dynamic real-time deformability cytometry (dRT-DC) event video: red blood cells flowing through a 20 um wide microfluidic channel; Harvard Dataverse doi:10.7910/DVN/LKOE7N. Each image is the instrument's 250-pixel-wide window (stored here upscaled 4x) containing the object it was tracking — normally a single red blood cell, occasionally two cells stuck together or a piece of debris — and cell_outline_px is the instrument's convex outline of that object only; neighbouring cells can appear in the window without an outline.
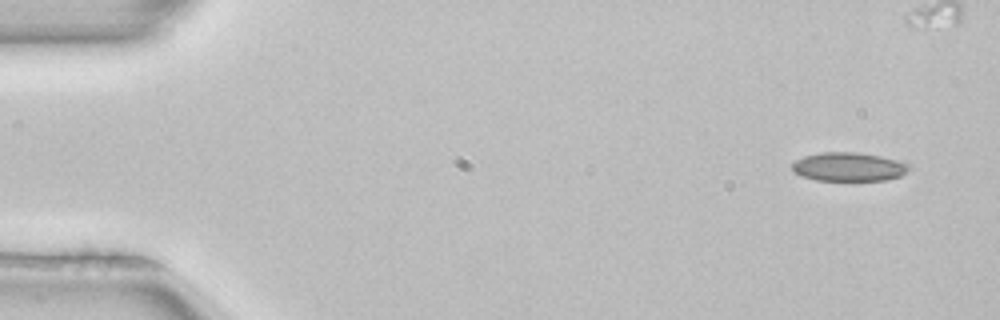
{"species": "common noctule bat (a hibernating species)", "species_latin": "Nyctalus noctula", "temperature_condition": "room temperature", "stored_images_in_passage": 4, "camera_frame_rate_fps": 3000, "um_per_image_px": 0.085, "animal": {"sex": "female", "body_mass_g": 22.7, "forearm_length_mm": 54.2}, "frame": {"image": 1, "passage_image": 1, "time_ms": 0.0, "image_size_px": [1000, 320], "cell_outline_px": [[908, 168], [900, 176], [884, 180], [816, 180], [800, 176], [792, 168], [792, 164], [796, 160], [804, 156], [820, 152], [856, 152], [880, 156], [896, 160], [908, 164]], "centroid_in_image_um": [72.09, 14.17], "position_along_channel_um": 12.9, "area_um2": 19.31}}
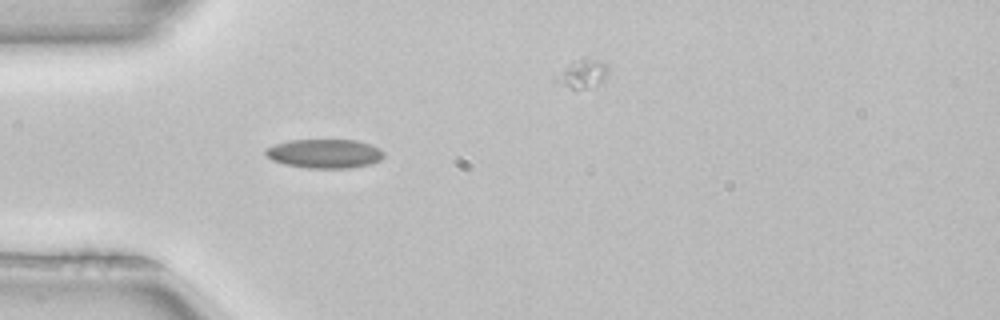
{"frame": {"image": 2, "passage_image": 4, "time_ms": 1.0, "image_size_px": [1000, 320], "cell_outline_px": [[384, 156], [380, 160], [372, 164], [348, 168], [308, 168], [284, 164], [272, 160], [264, 152], [264, 148], [288, 140], [356, 140], [380, 148], [384, 152]], "centroid_in_image_um": [27.59, 13.06], "position_along_channel_um": 57.4, "area_um2": 20.06}}